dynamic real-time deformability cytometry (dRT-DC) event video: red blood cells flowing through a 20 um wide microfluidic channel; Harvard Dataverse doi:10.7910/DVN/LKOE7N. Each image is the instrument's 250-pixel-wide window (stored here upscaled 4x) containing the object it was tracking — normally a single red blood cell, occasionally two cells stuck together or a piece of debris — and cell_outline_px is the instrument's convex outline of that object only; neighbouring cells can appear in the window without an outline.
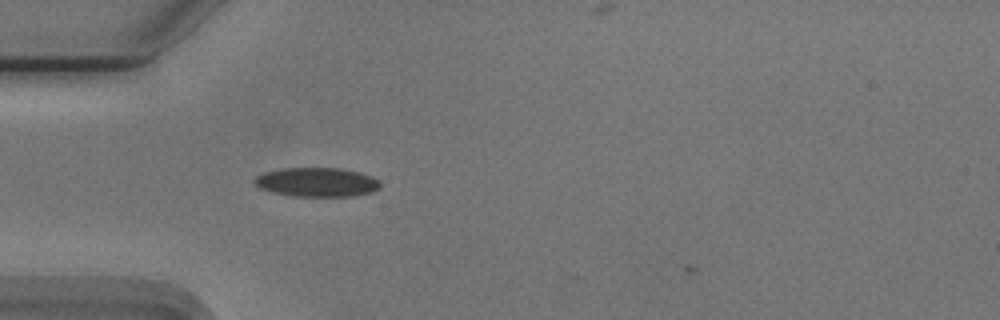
{"species": "Egyptian fruit bat (a non-hibernating species)", "species_latin": "Rousettus aegyptiacus", "temperature_condition": "cold", "stored_images_in_passage": 34, "camera_frame_rate_fps": 3000, "um_per_image_px": 0.085, "animal": {"sex": "male"}, "frame": {"image": 1, "passage_image": 1, "time_ms": 0.0, "image_size_px": [1000, 320], "cell_outline_px": [[380, 188], [372, 192], [352, 196], [292, 196], [272, 192], [260, 188], [252, 180], [256, 176], [264, 172], [284, 168], [340, 168], [360, 172], [372, 176], [380, 180]], "centroid_in_image_um": [26.95, 15.48], "position_along_channel_um": 58.1, "area_um2": 21.44}}
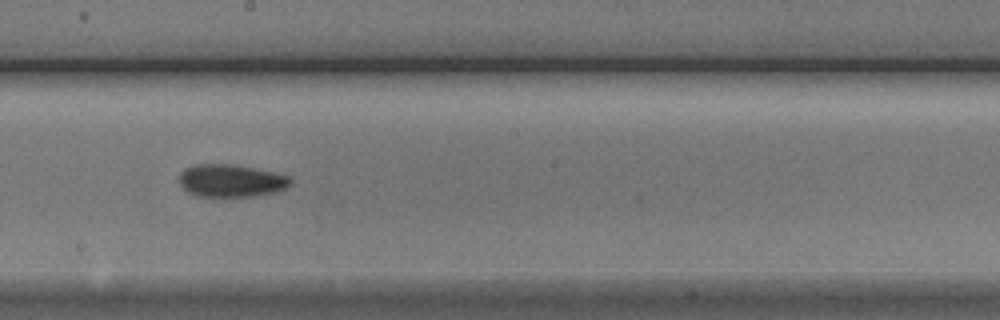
{"frame": {"image": 2, "passage_image": 15, "time_ms": 4.667, "image_size_px": [1000, 320], "cell_outline_px": [[292, 184], [276, 192], [256, 196], [196, 196], [188, 192], [180, 184], [180, 172], [184, 168], [192, 164], [236, 164], [272, 172], [288, 176], [292, 180]], "centroid_in_image_um": [19.62, 15.35], "position_along_channel_um": 228.6, "area_um2": 21.21}}
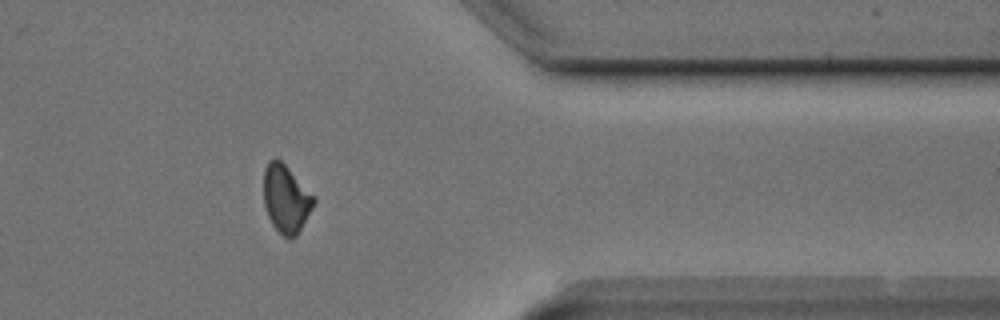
{"frame": {"image": 3, "passage_image": 29, "time_ms": 9.333, "image_size_px": [1000, 320], "cell_outline_px": [[316, 200], [312, 208], [296, 236], [284, 236], [272, 224], [268, 216], [264, 204], [264, 168], [268, 160], [280, 160], [316, 196]], "centroid_in_image_um": [24.31, 16.87], "position_along_channel_um": 387.1, "area_um2": 19.48}}